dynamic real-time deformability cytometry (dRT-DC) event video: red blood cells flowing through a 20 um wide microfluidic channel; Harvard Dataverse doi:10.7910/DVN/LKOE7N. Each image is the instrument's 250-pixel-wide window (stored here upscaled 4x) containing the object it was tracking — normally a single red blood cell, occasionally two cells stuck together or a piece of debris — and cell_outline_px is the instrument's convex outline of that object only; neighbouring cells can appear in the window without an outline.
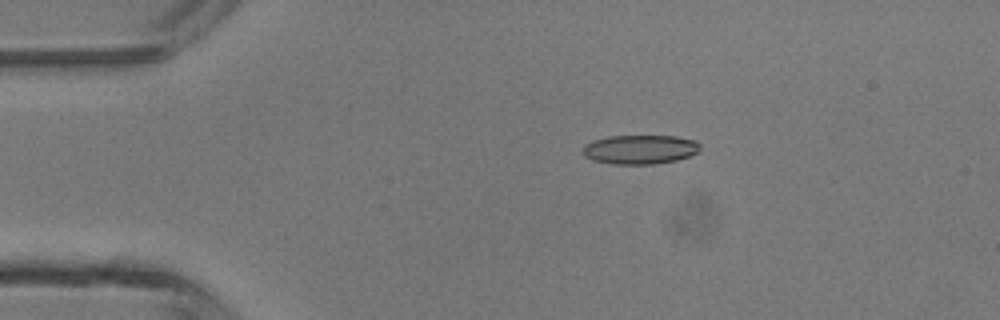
{"species": "common noctule bat (a hibernating species)", "species_latin": "Nyctalus noctula", "temperature_condition": "room temperature", "stored_images_in_passage": 3, "camera_frame_rate_fps": 3000, "um_per_image_px": 0.085, "animal": {"sex": "male", "body_mass_g": 13.3}, "frame": {"image": 1, "passage_image": 2, "time_ms": 2.0, "image_size_px": [1000, 320], "cell_outline_px": [[700, 148], [696, 152], [688, 156], [676, 160], [652, 164], [612, 164], [592, 160], [584, 156], [584, 144], [592, 140], [608, 136], [676, 136], [696, 140], [700, 144]], "centroid_in_image_um": [54.38, 12.69], "position_along_channel_um": 30.6, "area_um2": 19.94}}